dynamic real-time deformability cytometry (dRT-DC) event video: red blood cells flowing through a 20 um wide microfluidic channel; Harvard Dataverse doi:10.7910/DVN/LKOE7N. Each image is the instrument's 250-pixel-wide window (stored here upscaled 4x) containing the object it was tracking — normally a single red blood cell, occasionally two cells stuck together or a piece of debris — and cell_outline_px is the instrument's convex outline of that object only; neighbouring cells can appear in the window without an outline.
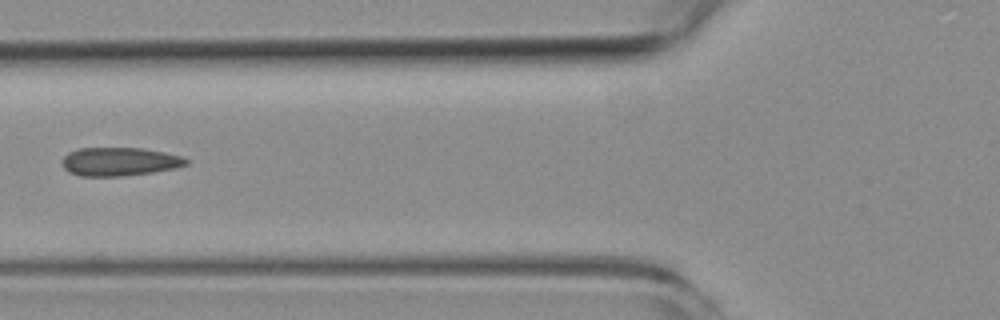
{"species": "common noctule bat (a hibernating species)", "species_latin": "Nyctalus noctula", "temperature_condition": "room temperature", "stored_images_in_passage": 5, "camera_frame_rate_fps": 3000, "um_per_image_px": 0.085, "animal": {"sex": "female", "body_mass_g": 19.3, "forearm_length_mm": 54.1}, "frame": {"image": 1, "passage_image": 5, "time_ms": 4.667, "image_size_px": [1000, 320], "cell_outline_px": [[188, 164], [176, 168], [152, 172], [120, 176], [80, 176], [68, 172], [60, 164], [60, 160], [68, 152], [80, 148], [144, 148], [164, 152], [180, 156], [188, 160]], "centroid_in_image_um": [10.11, 13.73], "position_along_channel_um": 115.7, "area_um2": 20.69}}